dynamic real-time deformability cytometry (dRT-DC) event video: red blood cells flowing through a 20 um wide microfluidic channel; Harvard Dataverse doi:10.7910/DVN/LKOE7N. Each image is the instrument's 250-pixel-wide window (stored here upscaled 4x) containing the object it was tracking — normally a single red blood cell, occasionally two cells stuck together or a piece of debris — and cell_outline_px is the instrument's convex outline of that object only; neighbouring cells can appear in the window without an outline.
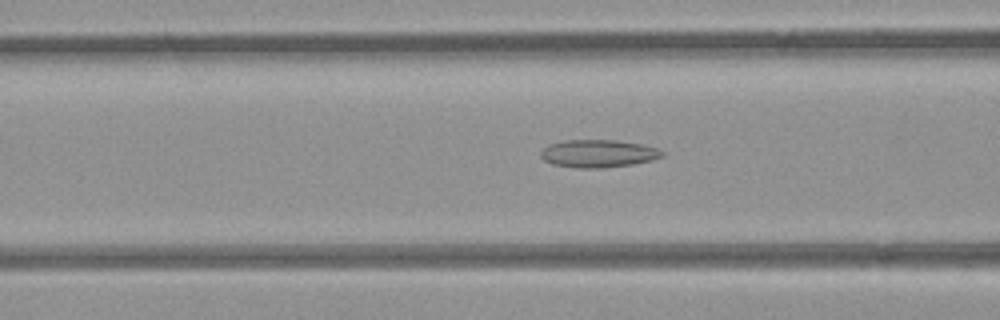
{"species": "common noctule bat (a hibernating species)", "species_latin": "Nyctalus noctula", "temperature_condition": "room temperature", "stored_images_in_passage": 50, "camera_frame_rate_fps": 3000, "um_per_image_px": 0.085, "animal": {"sex": "female", "body_mass_g": 21.9}, "frame": {"image": 1, "passage_image": 18, "time_ms": 5.667, "image_size_px": [1000, 320], "cell_outline_px": [[664, 156], [652, 160], [632, 164], [604, 168], [580, 168], [552, 164], [544, 160], [540, 156], [540, 152], [548, 144], [564, 140], [616, 140], [640, 144], [656, 148], [664, 152]], "centroid_in_image_um": [50.83, 13.05], "position_along_channel_um": 115.8, "area_um2": 19.59}}
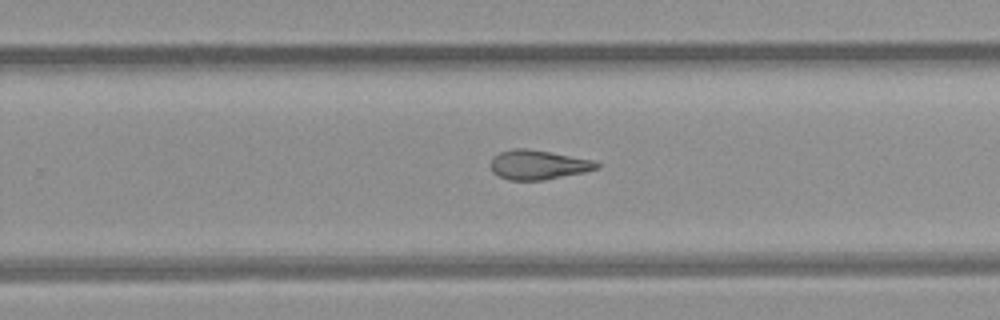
{"frame": {"image": 2, "passage_image": 31, "time_ms": 10.0, "image_size_px": [1000, 320], "cell_outline_px": [[600, 168], [584, 172], [544, 180], [508, 180], [492, 172], [492, 156], [500, 152], [512, 148], [528, 148], [592, 160], [600, 164]], "centroid_in_image_um": [45.73, 14.0], "position_along_channel_um": 284.1, "area_um2": 18.09}}
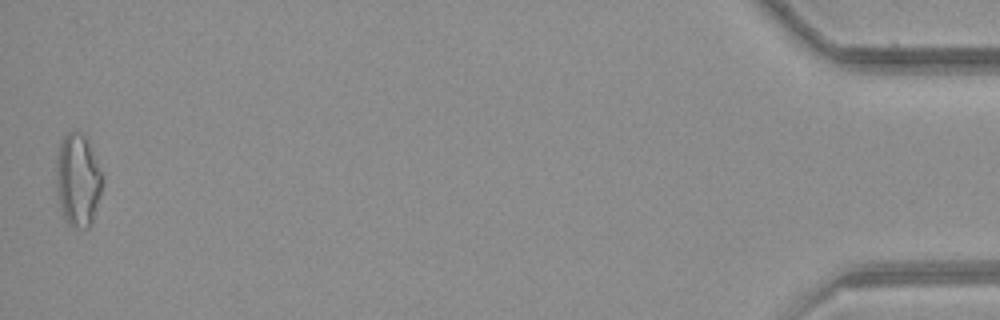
{"frame": {"image": 3, "passage_image": 50, "time_ms": 16.333, "image_size_px": [1000, 320], "cell_outline_px": [[100, 192], [92, 224], [88, 228], [84, 228], [68, 224], [64, 220], [56, 192], [56, 164], [60, 144], [64, 136], [68, 132], [80, 132], [84, 136], [88, 144], [100, 172]], "centroid_in_image_um": [6.56, 15.36], "position_along_channel_um": 428.6, "area_um2": 24.16}, "authors_computed_cell_mechanics": {"area_um2": 19.363, "velocity_mm_per_s": 3.885, "shape_relaxation_time_tau1_ms": null, "shape_relaxation_time_tau2_ms": 3.2613, "deformation_change_tau1": null, "deformation_change_tau2": 0.126}}